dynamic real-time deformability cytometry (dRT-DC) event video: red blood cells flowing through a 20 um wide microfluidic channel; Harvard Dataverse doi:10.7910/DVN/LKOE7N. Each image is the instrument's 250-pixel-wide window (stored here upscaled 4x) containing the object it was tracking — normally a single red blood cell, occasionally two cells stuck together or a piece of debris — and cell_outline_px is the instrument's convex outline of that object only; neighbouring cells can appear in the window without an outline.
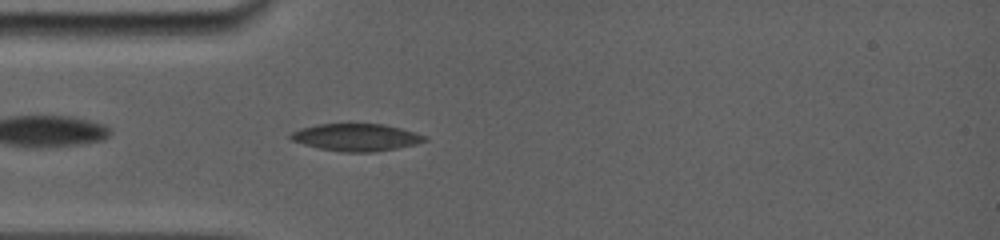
{"species": "common noctule bat (a hibernating species)", "species_latin": "Nyctalus noctula", "temperature_condition": "room temperature", "stored_images_in_passage": 16, "camera_frame_rate_fps": 5000, "um_per_image_px": 0.085, "animal": {"sex": "female", "body_mass_g": 19.0, "forearm_length_mm": 56.7}, "frame": {"image": 1, "passage_image": 5, "time_ms": 1.4, "image_size_px": [1000, 240], "cell_outline_px": [[428, 140], [416, 144], [396, 148], [372, 152], [340, 152], [320, 148], [304, 144], [292, 140], [288, 136], [292, 132], [300, 128], [316, 124], [384, 124], [416, 132], [428, 136]], "centroid_in_image_um": [30.3, 11.67], "position_along_channel_um": 54.7, "area_um2": 21.33}}